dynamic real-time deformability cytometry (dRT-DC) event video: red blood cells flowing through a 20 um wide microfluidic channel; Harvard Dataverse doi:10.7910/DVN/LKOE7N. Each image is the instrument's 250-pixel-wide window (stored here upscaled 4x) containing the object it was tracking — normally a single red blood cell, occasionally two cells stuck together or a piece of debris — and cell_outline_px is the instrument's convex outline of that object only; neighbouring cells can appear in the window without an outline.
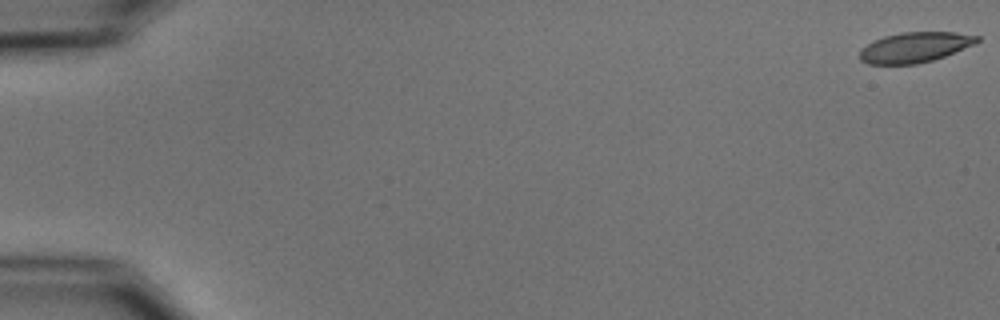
{"species": "common noctule bat (a hibernating species)", "species_latin": "Nyctalus noctula", "temperature_condition": "cold", "stored_images_in_passage": 10, "camera_frame_rate_fps": 3000, "um_per_image_px": 0.085, "animal": {"sex": "male", "body_mass_g": 15.6}, "frame": {"image": 1, "passage_image": 1, "time_ms": 0.0, "image_size_px": [1000, 320], "cell_outline_px": [[980, 40], [972, 44], [944, 56], [932, 60], [916, 64], [868, 64], [860, 60], [860, 48], [872, 40], [884, 36], [900, 32], [956, 32], [980, 36]], "centroid_in_image_um": [77.7, 4.01], "position_along_channel_um": 7.3, "area_um2": 20.63}}